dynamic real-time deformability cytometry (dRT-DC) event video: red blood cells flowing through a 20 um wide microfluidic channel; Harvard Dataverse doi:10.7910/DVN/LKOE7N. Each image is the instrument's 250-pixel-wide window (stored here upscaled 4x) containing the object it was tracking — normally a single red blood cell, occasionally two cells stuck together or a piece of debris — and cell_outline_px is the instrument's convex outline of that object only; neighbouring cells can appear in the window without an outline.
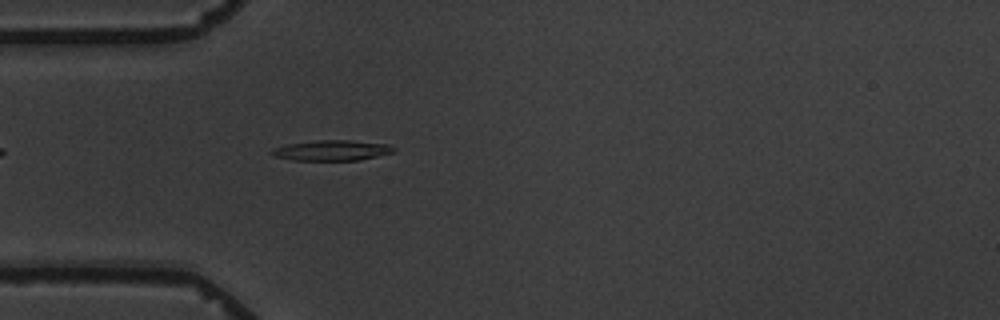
{"species": "common noctule bat (a hibernating species)", "species_latin": "Nyctalus noctula", "temperature_condition": "warm", "stored_images_in_passage": 5, "camera_frame_rate_fps": 3000, "um_per_image_px": 0.085, "animal": {"sex": "male", "body_mass_g": 19.5, "forearm_length_mm": 54.6}, "frame": {"image": 1, "passage_image": 5, "time_ms": 4.333, "image_size_px": [1000, 320], "cell_outline_px": [[396, 148], [392, 152], [360, 160], [292, 160], [276, 156], [268, 152], [272, 148], [288, 144], [316, 140], [348, 140], [388, 144]], "centroid_in_image_um": [28.17, 12.78], "position_along_channel_um": 56.8, "area_um2": 14.39}}